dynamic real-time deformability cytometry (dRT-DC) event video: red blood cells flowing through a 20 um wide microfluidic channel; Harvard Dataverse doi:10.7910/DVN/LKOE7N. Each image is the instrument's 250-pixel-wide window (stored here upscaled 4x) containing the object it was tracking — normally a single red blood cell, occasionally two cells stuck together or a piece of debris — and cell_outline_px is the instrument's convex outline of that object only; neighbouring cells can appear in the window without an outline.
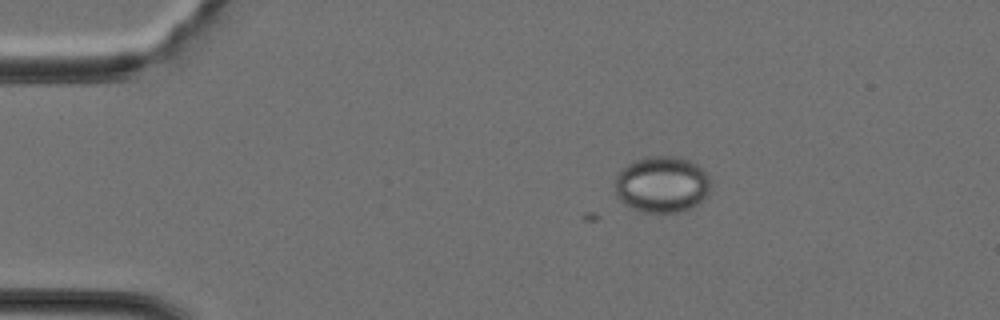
{"species": "Egyptian fruit bat (a non-hibernating species)", "species_latin": "Rousettus aegyptiacus", "temperature_condition": "cold", "stored_images_in_passage": 2, "camera_frame_rate_fps": 3000, "um_per_image_px": 0.085, "animal": {"sex": "female"}, "frame": {"image": 1, "passage_image": 2, "time_ms": 0.333, "image_size_px": [1000, 320], "cell_outline_px": [[708, 196], [696, 204], [688, 208], [676, 212], [640, 212], [624, 204], [616, 196], [616, 172], [620, 168], [636, 160], [648, 156], [676, 156], [688, 160], [696, 164], [708, 176]], "centroid_in_image_um": [56.21, 15.67], "position_along_channel_um": 28.8, "area_um2": 31.27}}